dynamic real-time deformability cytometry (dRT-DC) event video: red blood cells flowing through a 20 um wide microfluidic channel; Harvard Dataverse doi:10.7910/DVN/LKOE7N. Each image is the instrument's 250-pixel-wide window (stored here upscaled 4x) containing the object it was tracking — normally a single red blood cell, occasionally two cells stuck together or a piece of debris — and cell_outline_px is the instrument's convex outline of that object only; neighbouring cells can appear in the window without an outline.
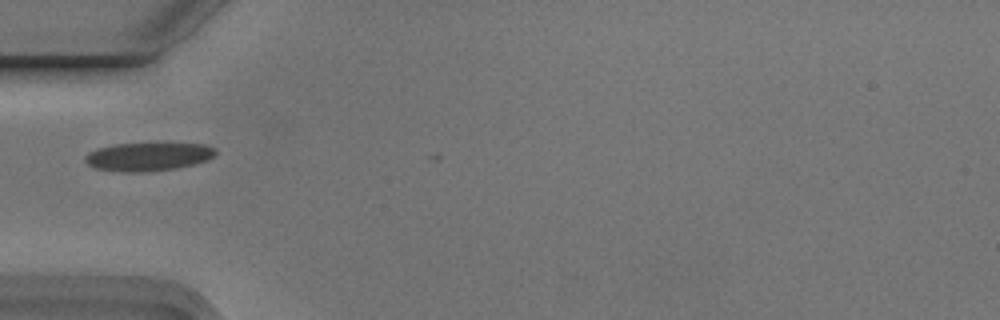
{"species": "Egyptian fruit bat (a non-hibernating species)", "species_latin": "Rousettus aegyptiacus", "temperature_condition": "cold", "stored_images_in_passage": 2, "camera_frame_rate_fps": 3000, "um_per_image_px": 0.085, "animal": {"sex": "male"}, "frame": {"image": 1, "passage_image": 2, "time_ms": 0.333, "image_size_px": [1000, 320], "cell_outline_px": [[216, 152], [208, 160], [176, 168], [140, 172], [120, 172], [96, 168], [88, 164], [84, 160], [84, 156], [88, 152], [96, 148], [112, 144], [204, 144], [216, 148]], "centroid_in_image_um": [12.54, 13.31], "position_along_channel_um": 72.5, "area_um2": 21.39}}